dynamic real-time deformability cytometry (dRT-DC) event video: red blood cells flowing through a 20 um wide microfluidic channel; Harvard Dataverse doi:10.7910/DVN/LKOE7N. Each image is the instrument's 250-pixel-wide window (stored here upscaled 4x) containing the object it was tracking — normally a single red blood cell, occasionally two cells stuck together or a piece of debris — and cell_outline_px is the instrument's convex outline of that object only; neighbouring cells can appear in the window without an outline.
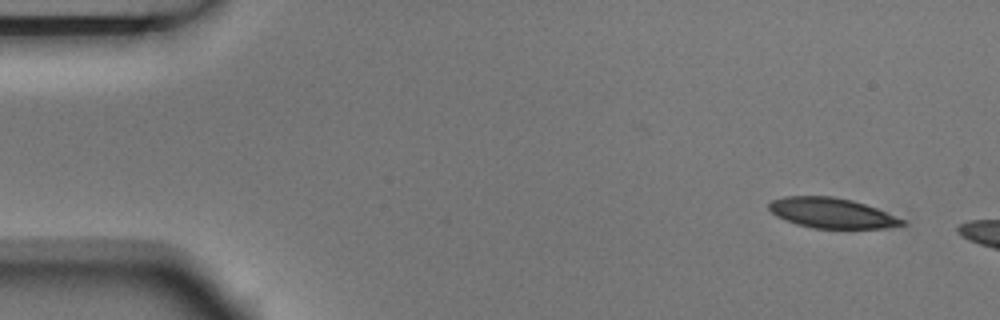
{"species": "Egyptian fruit bat (a non-hibernating species)", "species_latin": "Rousettus aegyptiacus", "temperature_condition": "room temperature", "stored_images_in_passage": 3, "camera_frame_rate_fps": 3000, "um_per_image_px": 0.085, "animal": {"sex": "male"}, "frame": {"image": 1, "passage_image": 1, "time_ms": 0.0, "image_size_px": [1000, 320], "cell_outline_px": [[908, 224], [884, 228], [812, 228], [796, 224], [776, 216], [768, 208], [768, 204], [772, 200], [784, 196], [832, 196], [852, 200], [876, 208], [904, 220]], "centroid_in_image_um": [70.67, 18.1], "position_along_channel_um": 14.3, "area_um2": 23.29}}